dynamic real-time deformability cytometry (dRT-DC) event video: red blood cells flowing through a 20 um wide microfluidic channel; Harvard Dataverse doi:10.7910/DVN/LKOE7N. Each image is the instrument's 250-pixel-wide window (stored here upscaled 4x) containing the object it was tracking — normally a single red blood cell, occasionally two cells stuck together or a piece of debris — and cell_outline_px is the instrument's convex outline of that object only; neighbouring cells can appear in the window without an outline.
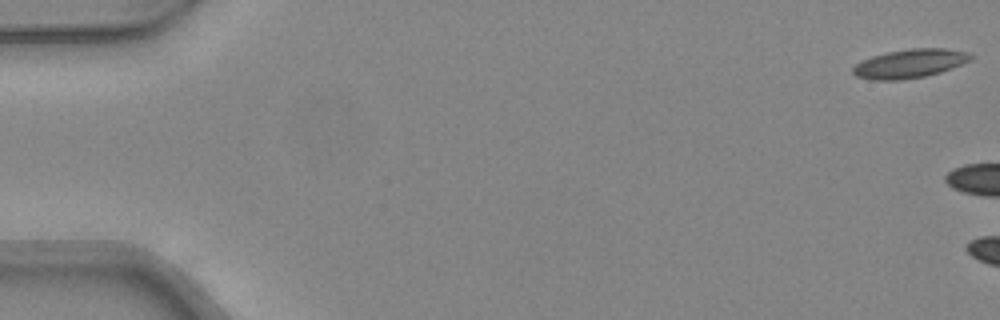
{"species": "common noctule bat (a hibernating species)", "species_latin": "Nyctalus noctula", "temperature_condition": "warm", "stored_images_in_passage": 4, "camera_frame_rate_fps": 3000, "um_per_image_px": 0.085, "animal": {"sex": "female", "body_mass_g": 24.6, "forearm_length_mm": 56.2}, "frame": {"image": 1, "passage_image": 1, "time_ms": 0.0, "image_size_px": [1000, 320], "cell_outline_px": [[976, 56], [972, 60], [940, 72], [924, 76], [900, 80], [872, 80], [856, 76], [852, 72], [852, 68], [860, 60], [872, 56], [888, 52], [912, 48], [944, 48], [968, 52]], "centroid_in_image_um": [77.34, 5.4], "position_along_channel_um": 7.7, "area_um2": 19.83}}